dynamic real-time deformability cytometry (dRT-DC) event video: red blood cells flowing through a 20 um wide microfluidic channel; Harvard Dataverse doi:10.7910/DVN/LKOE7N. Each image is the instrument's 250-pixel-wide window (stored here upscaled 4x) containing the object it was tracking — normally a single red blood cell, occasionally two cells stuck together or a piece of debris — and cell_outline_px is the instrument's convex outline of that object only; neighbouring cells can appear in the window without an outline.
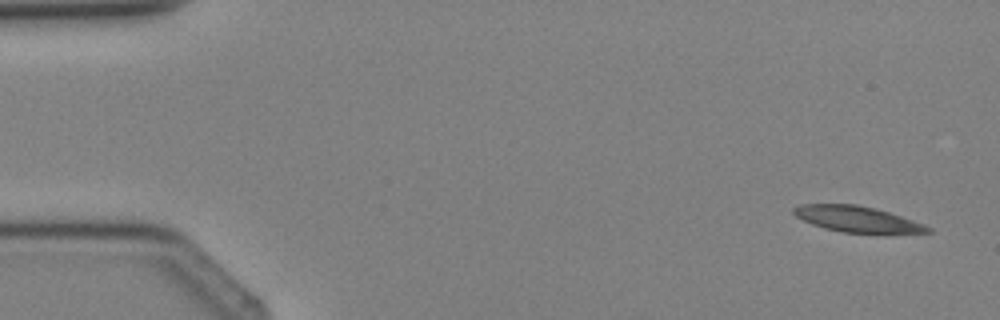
{"species": "Egyptian fruit bat (a non-hibernating species)", "species_latin": "Rousettus aegyptiacus", "temperature_condition": "cold", "stored_images_in_passage": 4, "camera_frame_rate_fps": 3000, "um_per_image_px": 0.085, "animal": {"sex": "female"}, "frame": {"image": 1, "passage_image": 1, "time_ms": 0.0, "image_size_px": [1000, 320], "cell_outline_px": [[932, 232], [844, 232], [824, 228], [812, 224], [796, 216], [792, 212], [792, 208], [800, 204], [856, 204], [888, 212], [924, 224], [932, 228]], "centroid_in_image_um": [72.79, 18.6], "position_along_channel_um": 12.2, "area_um2": 19.65}}